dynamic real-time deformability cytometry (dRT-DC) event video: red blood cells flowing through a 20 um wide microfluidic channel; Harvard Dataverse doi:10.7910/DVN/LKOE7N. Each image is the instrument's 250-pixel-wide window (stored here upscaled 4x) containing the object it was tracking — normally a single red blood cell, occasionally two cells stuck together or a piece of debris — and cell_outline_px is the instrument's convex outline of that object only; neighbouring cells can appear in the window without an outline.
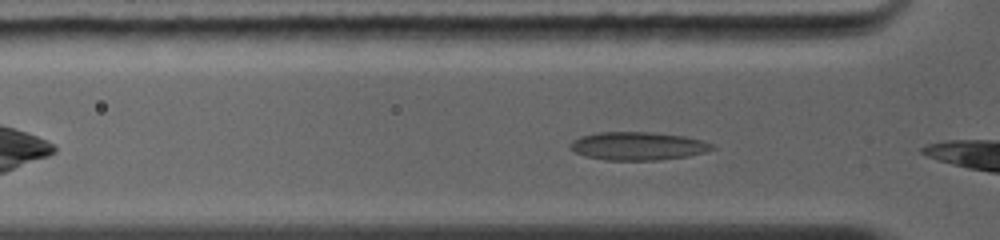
{"species": "common noctule bat (a hibernating species)", "species_latin": "Nyctalus noctula", "temperature_condition": "warm", "stored_images_in_passage": 29, "camera_frame_rate_fps": 5000, "um_per_image_px": 0.085, "animal": {"sex": "female", "body_mass_g": 19.0, "forearm_length_mm": 56.7}, "frame": {"image": 1, "passage_image": 2, "time_ms": 0.2, "image_size_px": [1000, 240], "cell_outline_px": [[716, 148], [704, 152], [688, 156], [660, 160], [604, 160], [584, 156], [576, 152], [572, 148], [572, 140], [580, 136], [600, 132], [648, 132], [684, 136], [704, 140], [712, 144]], "centroid_in_image_um": [54.25, 12.41], "position_along_channel_um": 71.6, "area_um2": 23.24}}
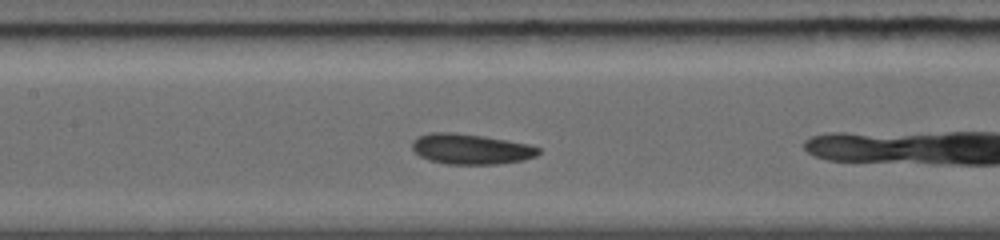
{"frame": {"image": 2, "passage_image": 12, "time_ms": 2.4, "image_size_px": [1000, 240], "cell_outline_px": [[540, 152], [536, 156], [524, 160], [500, 164], [448, 164], [428, 160], [420, 156], [412, 148], [412, 140], [416, 136], [432, 132], [452, 132], [484, 136], [528, 144], [540, 148]], "centroid_in_image_um": [40.01, 12.67], "position_along_channel_um": 167.4, "area_um2": 22.48}}
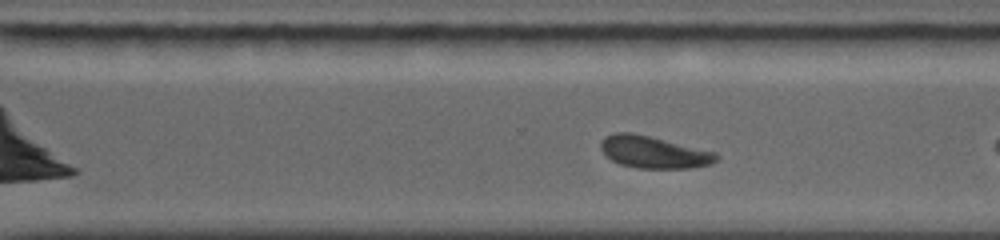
{"frame": {"image": 3, "passage_image": 26, "time_ms": 5.8, "image_size_px": [1000, 240], "cell_outline_px": [[720, 156], [712, 164], [692, 168], [636, 168], [620, 164], [612, 160], [600, 148], [600, 140], [604, 136], [612, 132], [632, 132], [716, 152]], "centroid_in_image_um": [55.55, 12.93], "position_along_channel_um": 315.0, "area_um2": 21.68}}